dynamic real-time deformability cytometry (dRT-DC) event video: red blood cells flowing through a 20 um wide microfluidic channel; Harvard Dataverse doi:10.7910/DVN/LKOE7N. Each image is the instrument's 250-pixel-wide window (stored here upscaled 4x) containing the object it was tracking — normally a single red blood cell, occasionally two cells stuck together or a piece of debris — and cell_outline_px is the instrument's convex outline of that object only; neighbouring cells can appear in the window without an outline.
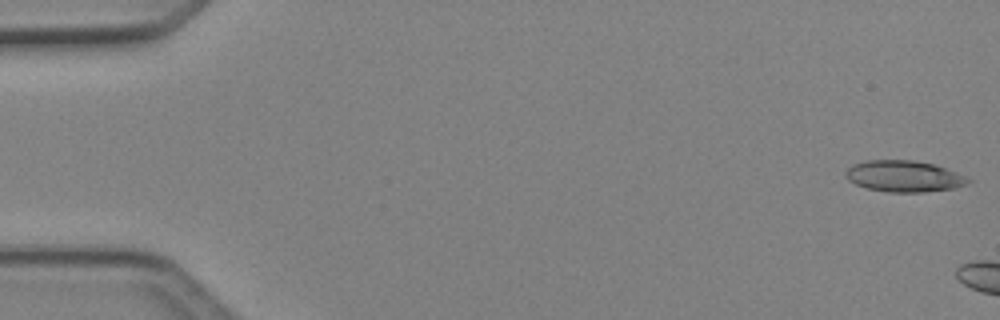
{"species": "Egyptian fruit bat (a non-hibernating species)", "species_latin": "Rousettus aegyptiacus", "temperature_condition": "cold", "stored_images_in_passage": 5, "camera_frame_rate_fps": 3000, "um_per_image_px": 0.085, "animal": {"sex": "female"}, "frame": {"image": 1, "passage_image": 1, "time_ms": 0.0, "image_size_px": [1000, 320], "cell_outline_px": [[972, 180], [968, 184], [956, 188], [924, 192], [888, 192], [868, 188], [856, 184], [848, 180], [844, 176], [844, 172], [852, 164], [864, 160], [912, 160], [936, 164], [956, 172]], "centroid_in_image_um": [76.83, 14.97], "position_along_channel_um": 8.2, "area_um2": 22.54}}